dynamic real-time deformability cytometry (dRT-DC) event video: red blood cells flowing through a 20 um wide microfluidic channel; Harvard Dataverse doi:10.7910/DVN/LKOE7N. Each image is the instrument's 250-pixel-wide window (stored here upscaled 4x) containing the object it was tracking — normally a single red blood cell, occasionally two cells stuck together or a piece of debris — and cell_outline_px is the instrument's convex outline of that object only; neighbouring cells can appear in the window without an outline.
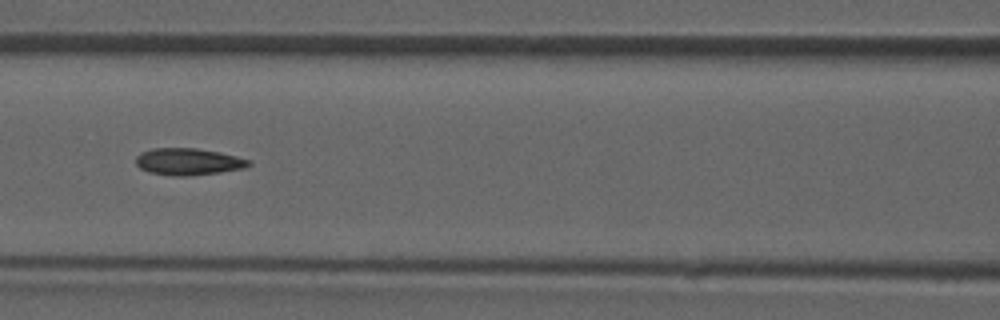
{"species": "common noctule bat (a hibernating species)", "species_latin": "Nyctalus noctula", "temperature_condition": "room temperature", "stored_images_in_passage": 19, "camera_frame_rate_fps": 3000, "um_per_image_px": 0.085, "animal": {"sex": "male", "forearm_length_mm": 52.5}, "frame": {"image": 1, "passage_image": 8, "time_ms": 2.333, "image_size_px": [1000, 320], "cell_outline_px": [[252, 164], [244, 168], [220, 172], [188, 176], [176, 176], [148, 172], [140, 168], [136, 164], [136, 156], [140, 152], [152, 148], [196, 148], [220, 152], [252, 160]], "centroid_in_image_um": [16.01, 13.73], "position_along_channel_um": 150.6, "area_um2": 17.8}}